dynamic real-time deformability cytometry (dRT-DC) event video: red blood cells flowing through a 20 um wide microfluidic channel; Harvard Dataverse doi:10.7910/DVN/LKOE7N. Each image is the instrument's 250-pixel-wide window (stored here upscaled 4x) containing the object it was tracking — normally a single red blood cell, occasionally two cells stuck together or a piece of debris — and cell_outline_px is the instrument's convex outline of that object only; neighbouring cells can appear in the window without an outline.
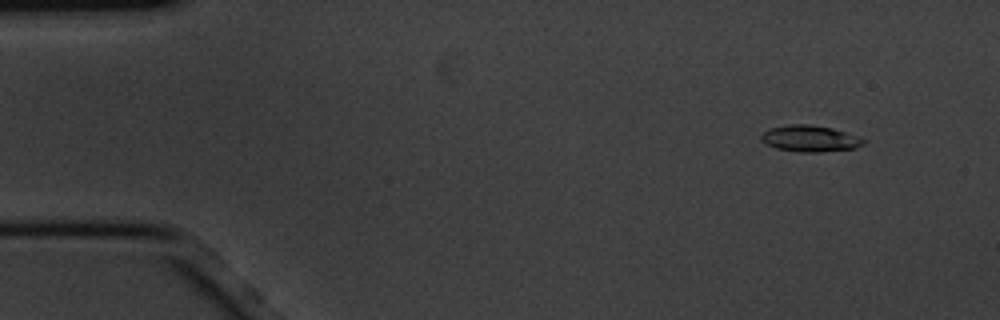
{"species": "common noctule bat (a hibernating species)", "species_latin": "Nyctalus noctula", "temperature_condition": "cold", "stored_images_in_passage": 5, "camera_frame_rate_fps": 3000, "um_per_image_px": 0.085, "animal": {"sex": "male", "body_mass_g": 20.1, "forearm_length_mm": 53.5}, "frame": {"image": 1, "passage_image": 2, "time_ms": 0.333, "image_size_px": [1000, 320], "cell_outline_px": [[864, 144], [856, 148], [820, 152], [800, 152], [776, 148], [760, 140], [760, 136], [768, 128], [788, 124], [808, 124], [832, 128], [860, 136], [864, 140]], "centroid_in_image_um": [68.85, 11.77], "position_along_channel_um": 16.2, "area_um2": 15.78}}